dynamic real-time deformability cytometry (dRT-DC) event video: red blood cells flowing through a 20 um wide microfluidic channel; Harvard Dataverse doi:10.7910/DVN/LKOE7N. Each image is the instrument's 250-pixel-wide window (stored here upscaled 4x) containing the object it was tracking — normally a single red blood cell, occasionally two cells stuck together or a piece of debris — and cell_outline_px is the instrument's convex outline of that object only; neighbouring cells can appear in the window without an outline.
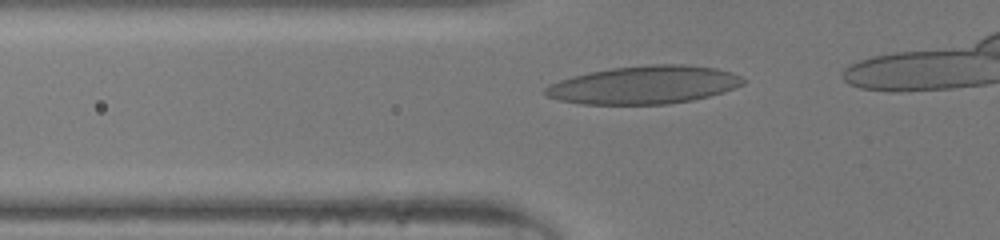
{"species": "human", "species_latin": "Homo sapiens", "temperature_condition": "room temperature", "stored_images_in_passage": 27, "camera_frame_rate_fps": 3000, "um_per_image_px": 0.085, "donor": {"sex": "male"}, "frame": {"image": 1, "passage_image": 3, "time_ms": 0.667, "image_size_px": [1000, 240], "cell_outline_px": [[748, 80], [744, 84], [724, 92], [692, 100], [668, 104], [580, 104], [560, 100], [548, 96], [544, 92], [544, 88], [548, 84], [572, 76], [588, 72], [612, 68], [648, 64], [684, 64], [716, 68], [732, 72]], "centroid_in_image_um": [54.77, 7.21], "position_along_channel_um": 71.0, "area_um2": 44.04}}
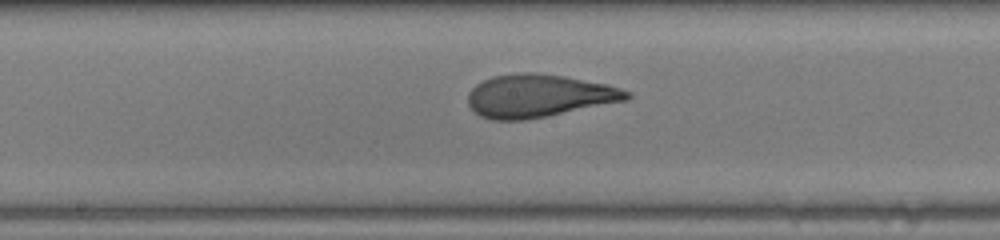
{"frame": {"image": 2, "passage_image": 12, "time_ms": 3.667, "image_size_px": [1000, 240], "cell_outline_px": [[632, 96], [628, 100], [548, 116], [524, 120], [492, 120], [480, 116], [468, 104], [468, 92], [476, 84], [492, 76], [520, 72], [528, 72], [564, 76], [608, 84], [632, 92]], "centroid_in_image_um": [45.81, 8.15], "position_along_channel_um": 202.4, "area_um2": 39.82}}
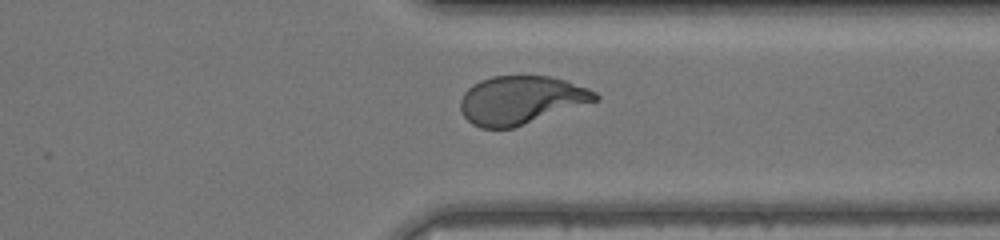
{"frame": {"image": 3, "passage_image": 23, "time_ms": 7.333, "image_size_px": [1000, 240], "cell_outline_px": [[600, 100], [512, 128], [480, 128], [472, 124], [464, 116], [460, 108], [460, 100], [464, 92], [472, 84], [480, 80], [492, 76], [552, 76], [588, 88], [596, 92], [600, 96]], "centroid_in_image_um": [44.28, 8.5], "position_along_channel_um": 367.1, "area_um2": 37.97}}